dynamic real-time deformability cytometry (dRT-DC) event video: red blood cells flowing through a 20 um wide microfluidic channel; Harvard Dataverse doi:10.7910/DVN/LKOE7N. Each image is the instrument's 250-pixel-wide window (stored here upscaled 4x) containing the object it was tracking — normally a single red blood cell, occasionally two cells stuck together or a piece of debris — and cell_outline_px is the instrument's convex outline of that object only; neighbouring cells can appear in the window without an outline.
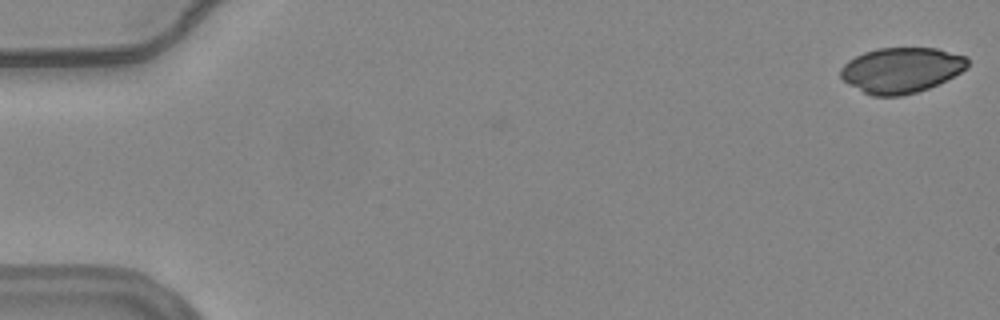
{"species": "common noctule bat (a hibernating species)", "species_latin": "Nyctalus noctula", "temperature_condition": "warm", "stored_images_in_passage": 11, "camera_frame_rate_fps": 3000, "um_per_image_px": 0.085, "animal": {"sex": "female", "body_mass_g": 24.6, "forearm_length_mm": 56.2}, "frame": {"image": 1, "passage_image": 1, "time_ms": 0.0, "image_size_px": [1000, 320], "cell_outline_px": [[968, 68], [928, 88], [916, 92], [900, 96], [872, 96], [848, 84], [840, 76], [840, 68], [848, 60], [864, 52], [880, 48], [936, 48], [968, 56]], "centroid_in_image_um": [76.6, 5.95], "position_along_channel_um": 8.4, "area_um2": 33.47}}